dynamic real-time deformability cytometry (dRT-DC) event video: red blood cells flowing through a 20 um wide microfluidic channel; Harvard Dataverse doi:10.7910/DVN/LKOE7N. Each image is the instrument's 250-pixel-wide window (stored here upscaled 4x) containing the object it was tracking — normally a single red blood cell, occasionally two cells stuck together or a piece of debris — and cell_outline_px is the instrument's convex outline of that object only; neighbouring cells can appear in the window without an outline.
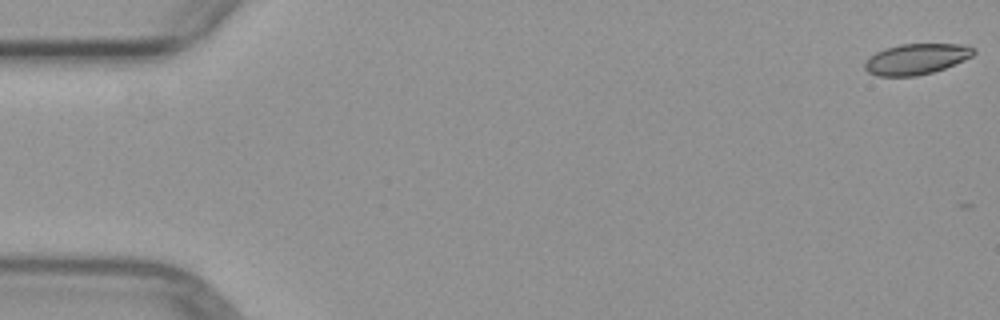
{"species": "common noctule bat (a hibernating species)", "species_latin": "Nyctalus noctula", "temperature_condition": "warm", "stored_images_in_passage": 5, "segment_of_instrument_passage": [1, 2], "camera_frame_rate_fps": 3000, "um_per_image_px": 0.085, "animal": {"sex": "female", "body_mass_g": 29.2, "forearm_length_mm": 56.3}, "frame": {"image": 1, "passage_image": 1, "time_ms": 0.0, "image_size_px": [1000, 320], "cell_outline_px": [[976, 52], [972, 56], [964, 60], [944, 68], [932, 72], [916, 76], [876, 76], [868, 72], [864, 68], [864, 60], [868, 56], [884, 48], [900, 44], [964, 44], [976, 48]], "centroid_in_image_um": [77.86, 5.01], "position_along_channel_um": 7.1, "area_um2": 19.71}}